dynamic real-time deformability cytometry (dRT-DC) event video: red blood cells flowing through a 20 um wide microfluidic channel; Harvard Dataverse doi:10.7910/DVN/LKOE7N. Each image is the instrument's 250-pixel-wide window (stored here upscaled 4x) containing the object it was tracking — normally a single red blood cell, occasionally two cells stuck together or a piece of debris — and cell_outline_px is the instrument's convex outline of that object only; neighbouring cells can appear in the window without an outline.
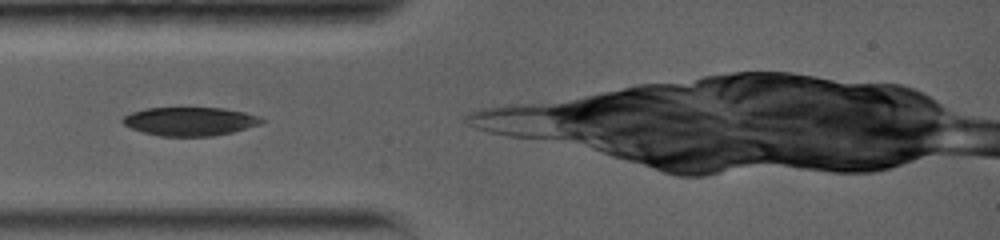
{"species": "common noctule bat (a hibernating species)", "species_latin": "Nyctalus noctula", "temperature_condition": "warm", "stored_images_in_passage": 6, "camera_frame_rate_fps": 5000, "um_per_image_px": 0.085, "animal": {"sex": "female", "body_mass_g": 19.0, "forearm_length_mm": 56.7}, "frame": {"image": 1, "passage_image": 1, "time_ms": 0.0, "image_size_px": [1000, 240], "cell_outline_px": [[264, 120], [260, 124], [232, 132], [212, 136], [160, 136], [144, 132], [132, 128], [124, 124], [120, 120], [124, 116], [132, 112], [148, 108], [224, 108], [244, 112], [260, 116]], "centroid_in_image_um": [16.15, 10.31], "position_along_channel_um": 68.8, "area_um2": 22.95}}